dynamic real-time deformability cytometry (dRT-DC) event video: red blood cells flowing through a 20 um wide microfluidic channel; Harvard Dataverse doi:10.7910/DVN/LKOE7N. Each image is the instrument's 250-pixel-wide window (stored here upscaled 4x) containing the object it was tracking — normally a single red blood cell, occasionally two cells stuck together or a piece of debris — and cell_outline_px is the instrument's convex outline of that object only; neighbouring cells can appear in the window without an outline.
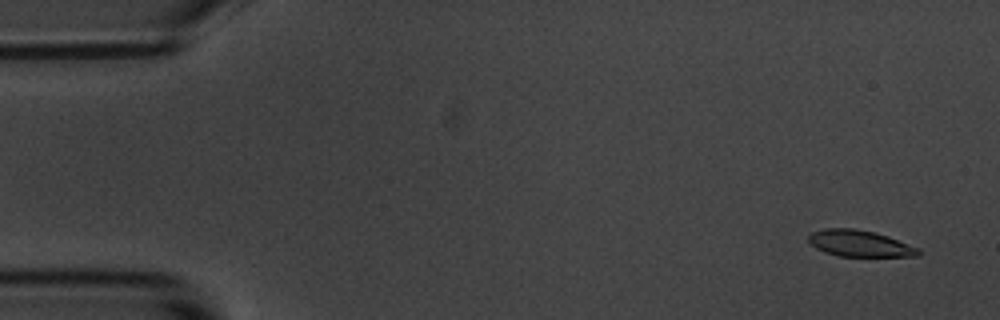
{"species": "common noctule bat (a hibernating species)", "species_latin": "Nyctalus noctula", "temperature_condition": "room temperature", "stored_images_in_passage": 56, "camera_frame_rate_fps": 3000, "um_per_image_px": 0.085, "animal": {"sex": "male", "body_mass_g": 20.1, "forearm_length_mm": 53.5}, "frame": {"image": 1, "passage_image": 2, "time_ms": 0.333, "image_size_px": [1000, 320], "cell_outline_px": [[920, 256], [840, 256], [824, 252], [816, 248], [808, 240], [808, 236], [812, 232], [824, 228], [852, 228], [872, 232], [888, 236], [920, 248]], "centroid_in_image_um": [73.08, 20.69], "position_along_channel_um": 11.9, "area_um2": 16.82}}
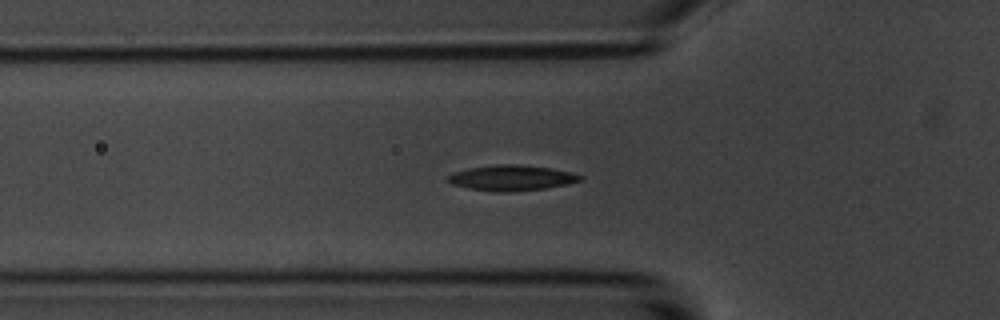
{"frame": {"image": 2, "passage_image": 18, "time_ms": 5.667, "image_size_px": [1000, 320], "cell_outline_px": [[584, 180], [568, 184], [544, 188], [512, 192], [492, 192], [468, 188], [452, 184], [444, 180], [452, 172], [468, 168], [496, 164], [516, 164], [552, 168], [572, 172], [584, 176]], "centroid_in_image_um": [43.48, 15.12], "position_along_channel_um": 82.3, "area_um2": 20.0}}
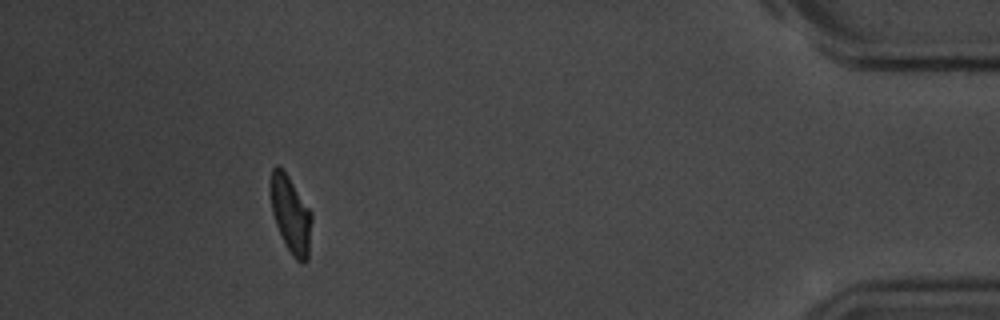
{"frame": {"image": 3, "passage_image": 51, "time_ms": 16.667, "image_size_px": [1000, 320], "cell_outline_px": [[312, 220], [308, 260], [304, 264], [300, 264], [292, 256], [284, 244], [276, 224], [272, 212], [268, 188], [272, 168], [276, 164], [288, 176], [312, 212]], "centroid_in_image_um": [24.7, 18.26], "position_along_channel_um": 410.5, "area_um2": 18.9}, "authors_computed_cell_mechanics": {"area_um2": 18.8428, "velocity_mm_per_s": 3.5076, "shape_relaxation_time_tau1_ms": 3.7382, "shape_relaxation_time_tau2_ms": 3.2974, "deformation_change_tau1": 0.1359, "deformation_change_tau2": 0.0858}}